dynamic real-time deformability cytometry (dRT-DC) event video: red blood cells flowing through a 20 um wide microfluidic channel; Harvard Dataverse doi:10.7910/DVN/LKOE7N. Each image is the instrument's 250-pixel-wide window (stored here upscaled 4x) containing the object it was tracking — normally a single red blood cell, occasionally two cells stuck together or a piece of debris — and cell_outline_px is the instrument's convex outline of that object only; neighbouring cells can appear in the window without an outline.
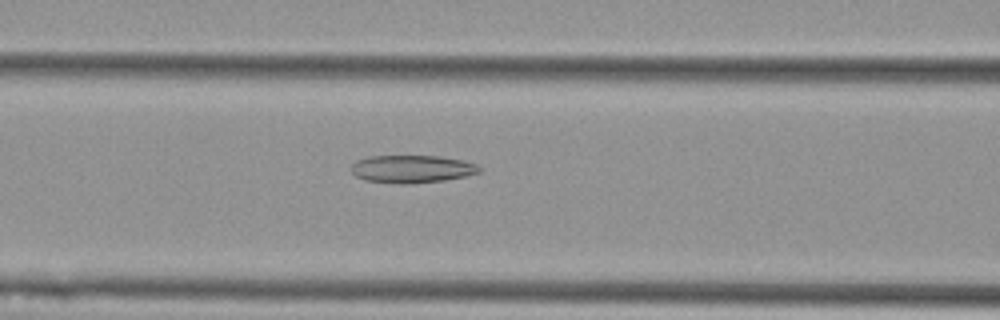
{"species": "Egyptian fruit bat (a non-hibernating species)", "species_latin": "Rousettus aegyptiacus", "temperature_condition": "cold", "stored_images_in_passage": 41, "camera_frame_rate_fps": 3000, "um_per_image_px": 0.085, "animal": {"sex": "female"}, "frame": {"image": 1, "passage_image": 9, "time_ms": 2.667, "image_size_px": [1000, 320], "cell_outline_px": [[484, 168], [480, 172], [468, 176], [444, 180], [404, 184], [400, 184], [364, 180], [356, 176], [352, 172], [352, 164], [356, 160], [368, 156], [440, 156], [464, 160], [476, 164]], "centroid_in_image_um": [35.05, 14.36], "position_along_channel_um": 131.5, "area_um2": 20.87}}
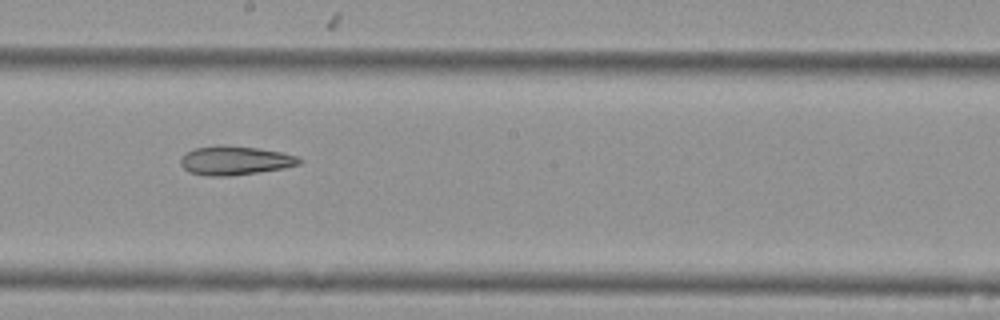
{"frame": {"image": 2, "passage_image": 17, "time_ms": 5.333, "image_size_px": [1000, 320], "cell_outline_px": [[304, 160], [300, 164], [284, 168], [228, 176], [208, 176], [188, 172], [180, 164], [180, 160], [188, 152], [196, 148], [216, 144], [224, 144], [260, 148], [280, 152], [296, 156]], "centroid_in_image_um": [19.98, 13.63], "position_along_channel_um": 228.2, "area_um2": 20.06}}
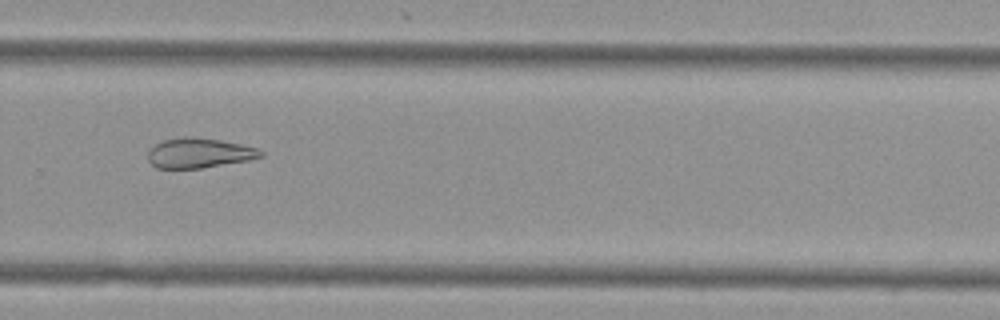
{"frame": {"image": 3, "passage_image": 24, "time_ms": 7.667, "image_size_px": [1000, 320], "cell_outline_px": [[264, 156], [248, 160], [200, 168], [156, 168], [148, 160], [148, 152], [156, 144], [164, 140], [184, 136], [192, 136], [220, 140], [240, 144], [256, 148], [264, 152]], "centroid_in_image_um": [16.92, 13.0], "position_along_channel_um": 312.9, "area_um2": 19.48}}